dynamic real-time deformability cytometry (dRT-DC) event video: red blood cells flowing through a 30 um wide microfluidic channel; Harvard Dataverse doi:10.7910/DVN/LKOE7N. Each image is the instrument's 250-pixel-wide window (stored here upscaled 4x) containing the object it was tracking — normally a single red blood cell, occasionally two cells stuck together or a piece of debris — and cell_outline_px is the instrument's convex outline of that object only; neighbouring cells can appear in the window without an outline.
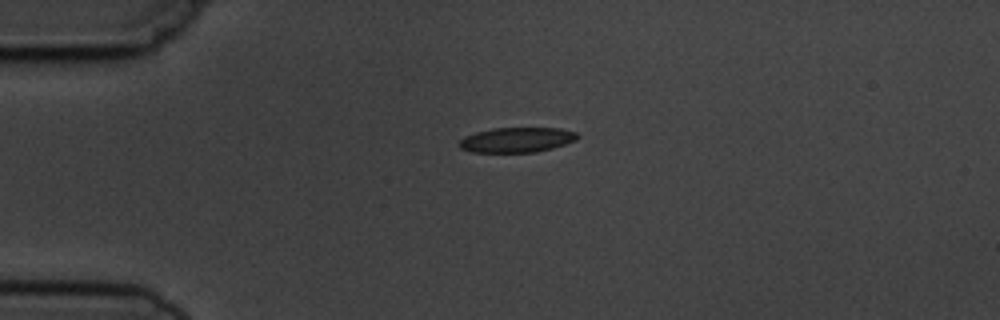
{"species": "common noctule bat (a hibernating species)", "species_latin": "Nyctalus noctula", "temperature_condition": "cold", "stored_images_in_passage": 3, "camera_frame_rate_fps": 3000, "um_per_image_px": 0.085, "animal": {"sex": "male", "body_mass_g": 19.5, "forearm_length_mm": 54.6}, "frame": {"image": 1, "passage_image": 1, "time_ms": 0.0, "image_size_px": [1000, 320], "cell_outline_px": [[580, 136], [576, 140], [552, 148], [536, 152], [472, 152], [460, 148], [456, 144], [464, 136], [476, 132], [492, 128], [560, 128], [576, 132]], "centroid_in_image_um": [43.9, 11.88], "position_along_channel_um": 41.1, "area_um2": 17.28}}
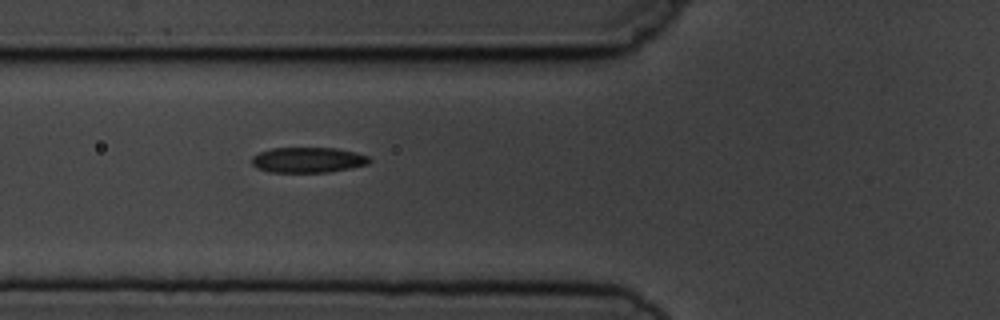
{"frame": {"image": 2, "passage_image": 3, "time_ms": 2.333, "image_size_px": [1000, 320], "cell_outline_px": [[372, 160], [368, 164], [328, 172], [268, 172], [256, 168], [252, 164], [252, 156], [260, 152], [272, 148], [336, 148], [356, 152], [368, 156]], "centroid_in_image_um": [26.16, 13.59], "position_along_channel_um": 99.6, "area_um2": 17.4}}